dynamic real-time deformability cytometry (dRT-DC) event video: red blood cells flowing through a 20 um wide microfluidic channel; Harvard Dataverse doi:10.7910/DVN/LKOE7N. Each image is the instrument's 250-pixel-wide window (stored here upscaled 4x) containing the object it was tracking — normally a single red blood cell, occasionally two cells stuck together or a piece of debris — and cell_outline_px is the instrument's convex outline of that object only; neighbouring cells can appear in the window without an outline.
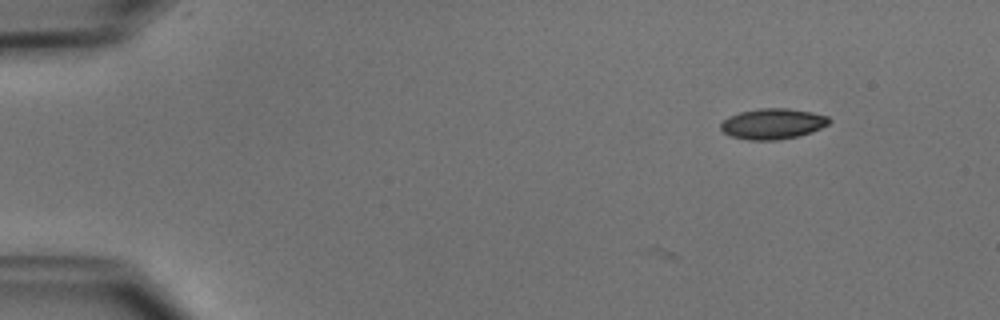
{"species": "common noctule bat (a hibernating species)", "species_latin": "Nyctalus noctula", "temperature_condition": "cold", "stored_images_in_passage": 2, "camera_frame_rate_fps": 3000, "um_per_image_px": 0.085, "animal": {"sex": "male", "body_mass_g": 15.6}, "frame": {"image": 1, "passage_image": 2, "time_ms": 0.333, "image_size_px": [1000, 320], "cell_outline_px": [[832, 120], [828, 124], [812, 132], [796, 136], [776, 140], [748, 140], [732, 136], [724, 132], [720, 128], [720, 124], [728, 116], [740, 112], [760, 108], [788, 108], [812, 112], [828, 116]], "centroid_in_image_um": [65.69, 10.51], "position_along_channel_um": 19.3, "area_um2": 19.31}}